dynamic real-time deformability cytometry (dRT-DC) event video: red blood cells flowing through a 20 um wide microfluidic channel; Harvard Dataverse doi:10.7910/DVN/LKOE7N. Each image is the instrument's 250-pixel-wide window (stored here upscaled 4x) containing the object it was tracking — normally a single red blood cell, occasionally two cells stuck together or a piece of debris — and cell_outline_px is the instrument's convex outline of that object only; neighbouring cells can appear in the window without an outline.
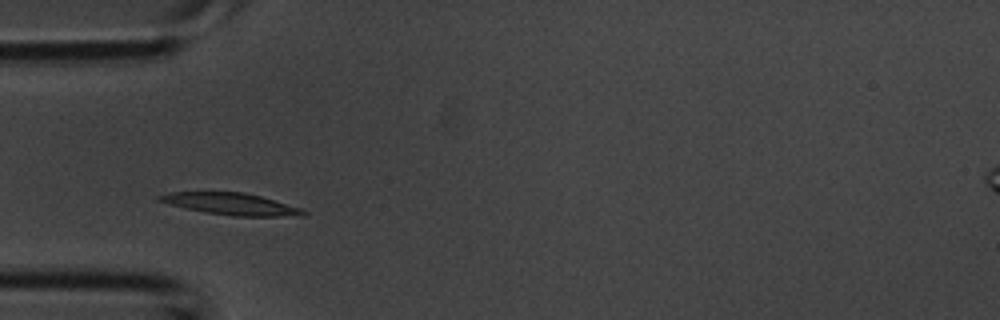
{"species": "common noctule bat (a hibernating species)", "species_latin": "Nyctalus noctula", "temperature_condition": "room temperature", "stored_images_in_passage": 2, "camera_frame_rate_fps": 3000, "um_per_image_px": 0.085, "animal": {"sex": "male", "body_mass_g": 20.1, "forearm_length_mm": 53.5}, "frame": {"image": 1, "passage_image": 1, "time_ms": 0.0, "image_size_px": [1000, 320], "cell_outline_px": [[308, 212], [300, 216], [232, 216], [204, 212], [184, 208], [168, 204], [156, 200], [156, 196], [168, 192], [244, 192], [260, 196], [300, 208]], "centroid_in_image_um": [19.56, 17.33], "position_along_channel_um": 65.4, "area_um2": 18.26}}
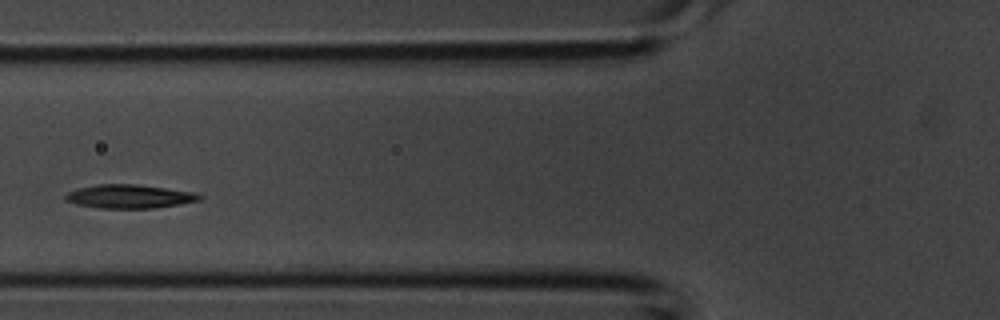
{"frame": {"image": 2, "passage_image": 2, "time_ms": 0.333, "image_size_px": [1000, 320], "cell_outline_px": [[204, 196], [200, 200], [180, 204], [152, 208], [100, 208], [76, 204], [64, 200], [64, 196], [68, 192], [76, 188], [96, 184], [136, 184], [192, 192]], "centroid_in_image_um": [10.95, 16.69], "position_along_channel_um": 114.9, "area_um2": 18.44}}